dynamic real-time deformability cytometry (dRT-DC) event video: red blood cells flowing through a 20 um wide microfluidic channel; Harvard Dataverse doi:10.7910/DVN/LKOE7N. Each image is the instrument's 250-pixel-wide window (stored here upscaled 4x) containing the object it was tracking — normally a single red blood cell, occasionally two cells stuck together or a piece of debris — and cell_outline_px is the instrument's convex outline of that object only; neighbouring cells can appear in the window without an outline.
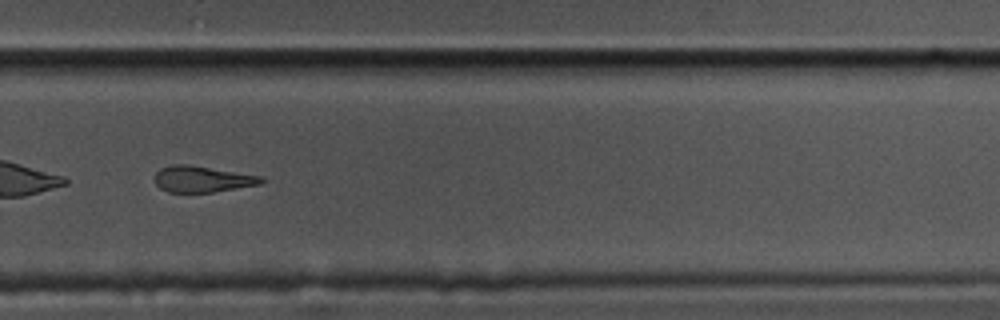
{"species": "common noctule bat (a hibernating species)", "species_latin": "Nyctalus noctula", "temperature_condition": "cold", "stored_images_in_passage": 49, "camera_frame_rate_fps": 3000, "um_per_image_px": 0.085, "animal": {"sex": "male", "body_mass_g": 17.5, "forearm_length_mm": 52.3}, "frame": {"image": 1, "passage_image": 31, "time_ms": 10.0, "image_size_px": [1000, 320], "cell_outline_px": [[264, 180], [260, 184], [212, 192], [168, 192], [160, 188], [156, 184], [156, 172], [160, 168], [172, 164], [188, 164], [264, 176]], "centroid_in_image_um": [17.2, 15.21], "position_along_channel_um": 312.6, "area_um2": 16.24}}
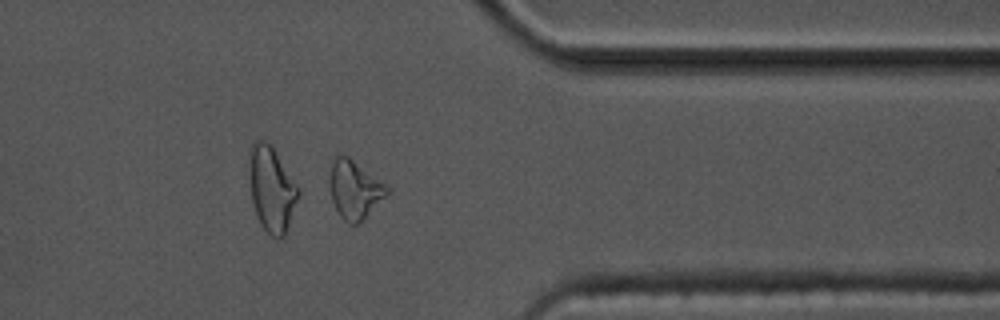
{"frame": {"image": 2, "passage_image": 38, "time_ms": 12.333, "image_size_px": [1000, 320], "cell_outline_px": [[392, 188], [360, 224], [348, 224], [340, 216], [332, 200], [328, 184], [328, 180], [332, 160], [336, 152], [344, 152]], "centroid_in_image_um": [30.12, 16.05], "position_along_channel_um": 381.3, "area_um2": 20.17}, "authors_computed_cell_mechanics": {"area_um2": 18.3804, "velocity_mm_per_s": 3.3361, "shape_relaxation_time_tau1_ms": 4.2218, "shape_relaxation_time_tau2_ms": null, "deformation_change_tau1": 0.1773, "deformation_change_tau2": null}}